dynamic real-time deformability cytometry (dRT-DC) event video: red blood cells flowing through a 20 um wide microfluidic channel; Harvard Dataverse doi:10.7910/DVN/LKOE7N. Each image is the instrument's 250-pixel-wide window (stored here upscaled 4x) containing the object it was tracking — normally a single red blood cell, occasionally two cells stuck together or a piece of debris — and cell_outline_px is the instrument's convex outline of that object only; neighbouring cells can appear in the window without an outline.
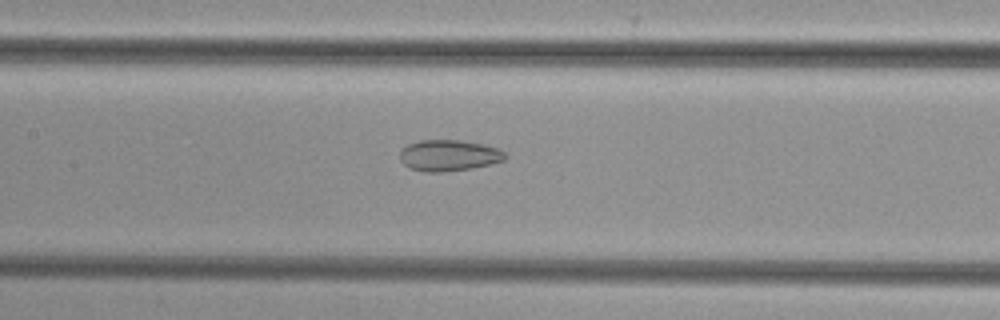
{"species": "common noctule bat (a hibernating species)", "species_latin": "Nyctalus noctula", "temperature_condition": "cold", "stored_images_in_passage": 52, "camera_frame_rate_fps": 3000, "um_per_image_px": 0.085, "animal": {"sex": "female", "body_mass_g": 29.2, "forearm_length_mm": 56.3}, "frame": {"image": 1, "passage_image": 25, "time_ms": 8.0, "image_size_px": [1000, 320], "cell_outline_px": [[508, 156], [504, 160], [472, 168], [444, 172], [424, 172], [408, 168], [400, 160], [400, 152], [408, 144], [420, 140], [460, 140], [484, 144], [500, 148]], "centroid_in_image_um": [38.16, 13.21], "position_along_channel_um": 169.2, "area_um2": 19.25}}
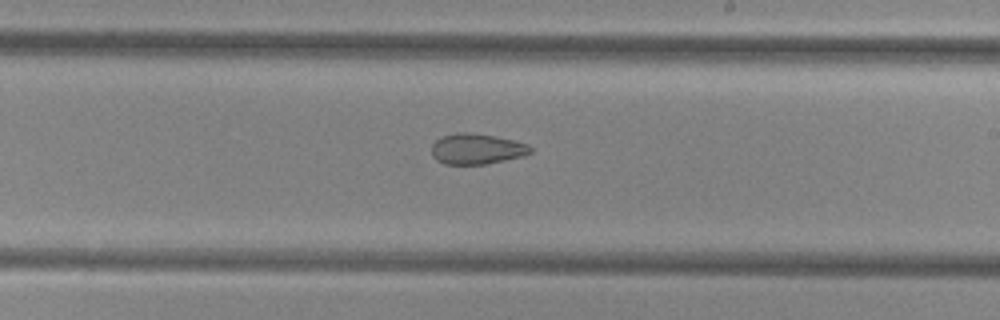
{"frame": {"image": 2, "passage_image": 31, "time_ms": 10.0, "image_size_px": [1000, 320], "cell_outline_px": [[532, 152], [524, 156], [484, 164], [444, 164], [436, 160], [432, 156], [432, 144], [436, 140], [444, 136], [456, 132], [464, 132], [496, 136], [528, 144], [532, 148]], "centroid_in_image_um": [40.52, 12.66], "position_along_channel_um": 248.5, "area_um2": 17.57}}
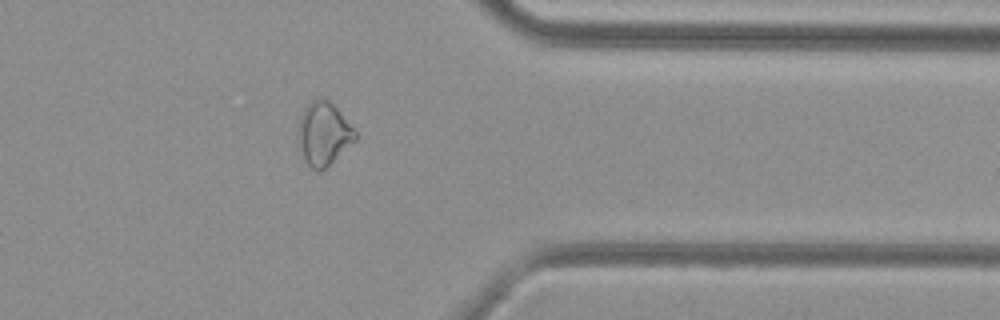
{"frame": {"image": 3, "passage_image": 42, "time_ms": 13.667, "image_size_px": [1000, 320], "cell_outline_px": [[356, 140], [320, 172], [316, 172], [304, 160], [296, 132], [304, 108], [316, 96], [320, 96], [328, 100], [336, 108], [356, 132]], "centroid_in_image_um": [27.48, 11.36], "position_along_channel_um": 383.9, "area_um2": 20.81}}